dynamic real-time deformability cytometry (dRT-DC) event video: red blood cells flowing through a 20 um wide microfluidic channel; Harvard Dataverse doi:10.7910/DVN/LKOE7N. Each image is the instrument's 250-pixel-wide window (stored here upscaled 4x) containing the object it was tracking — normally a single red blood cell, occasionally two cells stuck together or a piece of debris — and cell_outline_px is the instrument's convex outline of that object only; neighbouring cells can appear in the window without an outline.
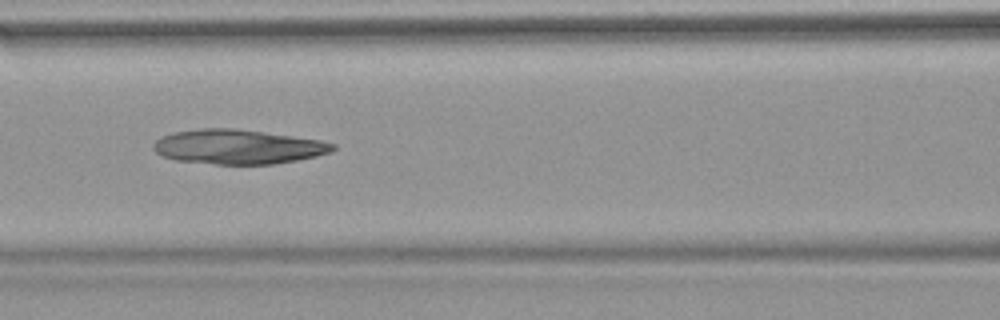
{"species": "common noctule bat (a hibernating species)", "species_latin": "Nyctalus noctula", "temperature_condition": "warm", "stored_images_in_passage": 52, "camera_frame_rate_fps": 3000, "um_per_image_px": 0.085, "animal": {"sex": "female", "body_mass_g": 18.4}, "frame": {"image": 1, "passage_image": 23, "time_ms": 7.333, "image_size_px": [1000, 320], "cell_outline_px": [[336, 148], [332, 152], [316, 156], [276, 164], [216, 164], [176, 160], [164, 156], [156, 152], [152, 148], [152, 144], [160, 136], [172, 132], [200, 128], [232, 128], [320, 140], [336, 144]], "centroid_in_image_um": [20.2, 12.47], "position_along_channel_um": 146.4, "area_um2": 36.01}}